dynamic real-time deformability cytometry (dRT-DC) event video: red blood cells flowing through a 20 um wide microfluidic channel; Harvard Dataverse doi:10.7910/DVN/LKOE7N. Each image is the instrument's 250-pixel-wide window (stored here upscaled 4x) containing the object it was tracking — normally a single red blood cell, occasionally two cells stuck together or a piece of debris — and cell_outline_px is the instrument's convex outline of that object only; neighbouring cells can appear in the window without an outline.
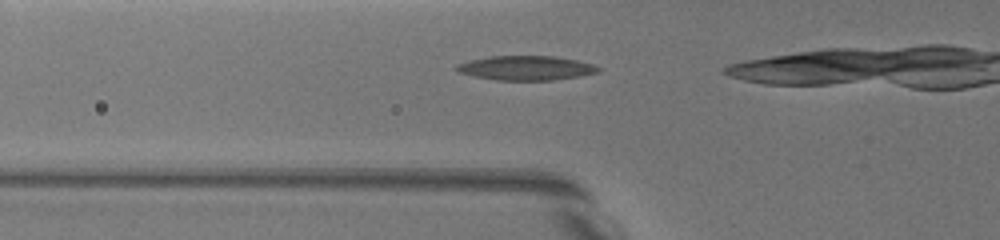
{"species": "common noctule bat (a hibernating species)", "species_latin": "Nyctalus noctula", "temperature_condition": "warm", "stored_images_in_passage": 9, "segment_of_instrument_passage": [2, 2], "camera_frame_rate_fps": 3000, "um_per_image_px": 0.085, "animal": {"sex": "female", "body_mass_g": 19.5, "forearm_length_mm": 54.1}, "frame": {"image": 1, "passage_image": 9, "time_ms": 4.333, "image_size_px": [1000, 240], "cell_outline_px": [[600, 68], [596, 72], [580, 76], [552, 80], [496, 80], [476, 76], [460, 72], [452, 68], [456, 64], [472, 60], [492, 56], [552, 56], [576, 60], [592, 64]], "centroid_in_image_um": [44.68, 5.78], "position_along_channel_um": 81.1, "area_um2": 19.83}}